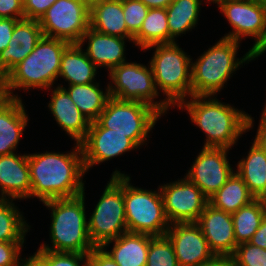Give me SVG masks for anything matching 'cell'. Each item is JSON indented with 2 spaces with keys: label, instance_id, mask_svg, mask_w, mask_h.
I'll return each mask as SVG.
<instances>
[{
  "label": "cell",
  "instance_id": "1",
  "mask_svg": "<svg viewBox=\"0 0 266 266\" xmlns=\"http://www.w3.org/2000/svg\"><path fill=\"white\" fill-rule=\"evenodd\" d=\"M73 151L28 154L31 181L30 198L44 202L51 199L73 198L85 191L82 150L75 143Z\"/></svg>",
  "mask_w": 266,
  "mask_h": 266
},
{
  "label": "cell",
  "instance_id": "2",
  "mask_svg": "<svg viewBox=\"0 0 266 266\" xmlns=\"http://www.w3.org/2000/svg\"><path fill=\"white\" fill-rule=\"evenodd\" d=\"M188 99L177 107L186 109L191 122L206 135L203 147L232 149L239 138L254 127L251 115L220 102L214 95L190 96Z\"/></svg>",
  "mask_w": 266,
  "mask_h": 266
},
{
  "label": "cell",
  "instance_id": "3",
  "mask_svg": "<svg viewBox=\"0 0 266 266\" xmlns=\"http://www.w3.org/2000/svg\"><path fill=\"white\" fill-rule=\"evenodd\" d=\"M69 44L62 39L42 36L34 50L4 77L6 97L21 98L13 93L15 89L52 90L59 77L63 52Z\"/></svg>",
  "mask_w": 266,
  "mask_h": 266
},
{
  "label": "cell",
  "instance_id": "4",
  "mask_svg": "<svg viewBox=\"0 0 266 266\" xmlns=\"http://www.w3.org/2000/svg\"><path fill=\"white\" fill-rule=\"evenodd\" d=\"M42 203L52 211L49 233L52 245L43 243L38 250L88 254L94 248L88 234L85 192L73 198Z\"/></svg>",
  "mask_w": 266,
  "mask_h": 266
},
{
  "label": "cell",
  "instance_id": "5",
  "mask_svg": "<svg viewBox=\"0 0 266 266\" xmlns=\"http://www.w3.org/2000/svg\"><path fill=\"white\" fill-rule=\"evenodd\" d=\"M239 46L240 41L222 37L195 62L191 61V96H215L240 65L256 59L250 49L237 58Z\"/></svg>",
  "mask_w": 266,
  "mask_h": 266
},
{
  "label": "cell",
  "instance_id": "6",
  "mask_svg": "<svg viewBox=\"0 0 266 266\" xmlns=\"http://www.w3.org/2000/svg\"><path fill=\"white\" fill-rule=\"evenodd\" d=\"M178 43L155 44L144 49H155L149 63L153 70L157 91H161L171 108L191 96V61ZM173 106V107H172Z\"/></svg>",
  "mask_w": 266,
  "mask_h": 266
},
{
  "label": "cell",
  "instance_id": "7",
  "mask_svg": "<svg viewBox=\"0 0 266 266\" xmlns=\"http://www.w3.org/2000/svg\"><path fill=\"white\" fill-rule=\"evenodd\" d=\"M124 176V208L127 231L164 236L170 227L161 191L146 190L130 183V176L115 170L111 177Z\"/></svg>",
  "mask_w": 266,
  "mask_h": 266
},
{
  "label": "cell",
  "instance_id": "8",
  "mask_svg": "<svg viewBox=\"0 0 266 266\" xmlns=\"http://www.w3.org/2000/svg\"><path fill=\"white\" fill-rule=\"evenodd\" d=\"M161 116L158 110L143 102L110 97L96 122L101 127L126 135L141 147L148 141V133Z\"/></svg>",
  "mask_w": 266,
  "mask_h": 266
},
{
  "label": "cell",
  "instance_id": "9",
  "mask_svg": "<svg viewBox=\"0 0 266 266\" xmlns=\"http://www.w3.org/2000/svg\"><path fill=\"white\" fill-rule=\"evenodd\" d=\"M126 232L124 176L111 177L89 216V238L94 247H102Z\"/></svg>",
  "mask_w": 266,
  "mask_h": 266
},
{
  "label": "cell",
  "instance_id": "10",
  "mask_svg": "<svg viewBox=\"0 0 266 266\" xmlns=\"http://www.w3.org/2000/svg\"><path fill=\"white\" fill-rule=\"evenodd\" d=\"M110 97L120 100L139 101L151 105L162 115L171 107L165 99L158 98L154 83L153 70L150 63L146 65L137 62H125L109 72Z\"/></svg>",
  "mask_w": 266,
  "mask_h": 266
},
{
  "label": "cell",
  "instance_id": "11",
  "mask_svg": "<svg viewBox=\"0 0 266 266\" xmlns=\"http://www.w3.org/2000/svg\"><path fill=\"white\" fill-rule=\"evenodd\" d=\"M216 4L233 27L224 38L242 41L252 37L255 43L250 50L255 55L266 47V9L261 0H219Z\"/></svg>",
  "mask_w": 266,
  "mask_h": 266
},
{
  "label": "cell",
  "instance_id": "12",
  "mask_svg": "<svg viewBox=\"0 0 266 266\" xmlns=\"http://www.w3.org/2000/svg\"><path fill=\"white\" fill-rule=\"evenodd\" d=\"M84 0H57L39 20L43 36L79 43L90 27Z\"/></svg>",
  "mask_w": 266,
  "mask_h": 266
},
{
  "label": "cell",
  "instance_id": "13",
  "mask_svg": "<svg viewBox=\"0 0 266 266\" xmlns=\"http://www.w3.org/2000/svg\"><path fill=\"white\" fill-rule=\"evenodd\" d=\"M164 210L170 224L197 222L209 203L204 193L186 176L159 185Z\"/></svg>",
  "mask_w": 266,
  "mask_h": 266
},
{
  "label": "cell",
  "instance_id": "14",
  "mask_svg": "<svg viewBox=\"0 0 266 266\" xmlns=\"http://www.w3.org/2000/svg\"><path fill=\"white\" fill-rule=\"evenodd\" d=\"M79 144L86 172L94 165L139 148L126 135L101 127L96 121L90 123L86 137Z\"/></svg>",
  "mask_w": 266,
  "mask_h": 266
},
{
  "label": "cell",
  "instance_id": "15",
  "mask_svg": "<svg viewBox=\"0 0 266 266\" xmlns=\"http://www.w3.org/2000/svg\"><path fill=\"white\" fill-rule=\"evenodd\" d=\"M230 149L202 147L186 177L209 199L233 174L227 153Z\"/></svg>",
  "mask_w": 266,
  "mask_h": 266
},
{
  "label": "cell",
  "instance_id": "16",
  "mask_svg": "<svg viewBox=\"0 0 266 266\" xmlns=\"http://www.w3.org/2000/svg\"><path fill=\"white\" fill-rule=\"evenodd\" d=\"M165 235L173 244L179 266H197L215 256L196 222L170 224Z\"/></svg>",
  "mask_w": 266,
  "mask_h": 266
},
{
  "label": "cell",
  "instance_id": "17",
  "mask_svg": "<svg viewBox=\"0 0 266 266\" xmlns=\"http://www.w3.org/2000/svg\"><path fill=\"white\" fill-rule=\"evenodd\" d=\"M215 256L232 257L237 243L234 235L232 214L214 208L209 203L196 222Z\"/></svg>",
  "mask_w": 266,
  "mask_h": 266
},
{
  "label": "cell",
  "instance_id": "18",
  "mask_svg": "<svg viewBox=\"0 0 266 266\" xmlns=\"http://www.w3.org/2000/svg\"><path fill=\"white\" fill-rule=\"evenodd\" d=\"M43 33L38 20L21 19L14 26L12 38L0 52V73L5 77L36 47Z\"/></svg>",
  "mask_w": 266,
  "mask_h": 266
},
{
  "label": "cell",
  "instance_id": "19",
  "mask_svg": "<svg viewBox=\"0 0 266 266\" xmlns=\"http://www.w3.org/2000/svg\"><path fill=\"white\" fill-rule=\"evenodd\" d=\"M30 193L28 154L0 156V199L22 200L30 198Z\"/></svg>",
  "mask_w": 266,
  "mask_h": 266
},
{
  "label": "cell",
  "instance_id": "20",
  "mask_svg": "<svg viewBox=\"0 0 266 266\" xmlns=\"http://www.w3.org/2000/svg\"><path fill=\"white\" fill-rule=\"evenodd\" d=\"M126 40L133 43V39L103 34L89 27L79 44L84 46V42L88 41L85 49L87 57L97 68L104 67L110 72L113 68L127 62L125 59Z\"/></svg>",
  "mask_w": 266,
  "mask_h": 266
},
{
  "label": "cell",
  "instance_id": "21",
  "mask_svg": "<svg viewBox=\"0 0 266 266\" xmlns=\"http://www.w3.org/2000/svg\"><path fill=\"white\" fill-rule=\"evenodd\" d=\"M22 102V98L10 97L0 102V156L15 153L28 124V114Z\"/></svg>",
  "mask_w": 266,
  "mask_h": 266
},
{
  "label": "cell",
  "instance_id": "22",
  "mask_svg": "<svg viewBox=\"0 0 266 266\" xmlns=\"http://www.w3.org/2000/svg\"><path fill=\"white\" fill-rule=\"evenodd\" d=\"M48 108L56 123L76 143H80L89 130L90 121L80 112L68 93L61 87H54Z\"/></svg>",
  "mask_w": 266,
  "mask_h": 266
},
{
  "label": "cell",
  "instance_id": "23",
  "mask_svg": "<svg viewBox=\"0 0 266 266\" xmlns=\"http://www.w3.org/2000/svg\"><path fill=\"white\" fill-rule=\"evenodd\" d=\"M111 243L113 247L107 251ZM149 244L150 235L126 232L105 243L102 248L118 266H146Z\"/></svg>",
  "mask_w": 266,
  "mask_h": 266
},
{
  "label": "cell",
  "instance_id": "24",
  "mask_svg": "<svg viewBox=\"0 0 266 266\" xmlns=\"http://www.w3.org/2000/svg\"><path fill=\"white\" fill-rule=\"evenodd\" d=\"M90 27L97 32L133 39L127 30L122 0H104L93 4L89 12Z\"/></svg>",
  "mask_w": 266,
  "mask_h": 266
},
{
  "label": "cell",
  "instance_id": "25",
  "mask_svg": "<svg viewBox=\"0 0 266 266\" xmlns=\"http://www.w3.org/2000/svg\"><path fill=\"white\" fill-rule=\"evenodd\" d=\"M82 48L83 46L79 43H70L63 52L59 77L68 81V86L84 85L96 81L98 68Z\"/></svg>",
  "mask_w": 266,
  "mask_h": 266
},
{
  "label": "cell",
  "instance_id": "26",
  "mask_svg": "<svg viewBox=\"0 0 266 266\" xmlns=\"http://www.w3.org/2000/svg\"><path fill=\"white\" fill-rule=\"evenodd\" d=\"M63 88L80 112L90 121L94 122L104 110L108 99L110 98L109 86H106L105 92L99 86V82H93L84 85H70L67 89Z\"/></svg>",
  "mask_w": 266,
  "mask_h": 266
},
{
  "label": "cell",
  "instance_id": "27",
  "mask_svg": "<svg viewBox=\"0 0 266 266\" xmlns=\"http://www.w3.org/2000/svg\"><path fill=\"white\" fill-rule=\"evenodd\" d=\"M237 174L247 185L249 192L260 198L266 191V153L254 142L246 158L237 163Z\"/></svg>",
  "mask_w": 266,
  "mask_h": 266
},
{
  "label": "cell",
  "instance_id": "28",
  "mask_svg": "<svg viewBox=\"0 0 266 266\" xmlns=\"http://www.w3.org/2000/svg\"><path fill=\"white\" fill-rule=\"evenodd\" d=\"M202 2L203 0H173L169 4L166 8L169 43L176 42L175 38L196 27Z\"/></svg>",
  "mask_w": 266,
  "mask_h": 266
},
{
  "label": "cell",
  "instance_id": "29",
  "mask_svg": "<svg viewBox=\"0 0 266 266\" xmlns=\"http://www.w3.org/2000/svg\"><path fill=\"white\" fill-rule=\"evenodd\" d=\"M254 199L255 197L249 192L247 185L234 171L226 183L208 201L214 208L233 214Z\"/></svg>",
  "mask_w": 266,
  "mask_h": 266
},
{
  "label": "cell",
  "instance_id": "30",
  "mask_svg": "<svg viewBox=\"0 0 266 266\" xmlns=\"http://www.w3.org/2000/svg\"><path fill=\"white\" fill-rule=\"evenodd\" d=\"M133 44L142 50L155 44H169L166 8H149L141 29L133 38Z\"/></svg>",
  "mask_w": 266,
  "mask_h": 266
},
{
  "label": "cell",
  "instance_id": "31",
  "mask_svg": "<svg viewBox=\"0 0 266 266\" xmlns=\"http://www.w3.org/2000/svg\"><path fill=\"white\" fill-rule=\"evenodd\" d=\"M13 201L0 199V242H25L31 227Z\"/></svg>",
  "mask_w": 266,
  "mask_h": 266
},
{
  "label": "cell",
  "instance_id": "32",
  "mask_svg": "<svg viewBox=\"0 0 266 266\" xmlns=\"http://www.w3.org/2000/svg\"><path fill=\"white\" fill-rule=\"evenodd\" d=\"M265 214L266 209L259 198H255L232 214L237 245L250 241Z\"/></svg>",
  "mask_w": 266,
  "mask_h": 266
},
{
  "label": "cell",
  "instance_id": "33",
  "mask_svg": "<svg viewBox=\"0 0 266 266\" xmlns=\"http://www.w3.org/2000/svg\"><path fill=\"white\" fill-rule=\"evenodd\" d=\"M146 266H179L173 244L166 235H150Z\"/></svg>",
  "mask_w": 266,
  "mask_h": 266
},
{
  "label": "cell",
  "instance_id": "34",
  "mask_svg": "<svg viewBox=\"0 0 266 266\" xmlns=\"http://www.w3.org/2000/svg\"><path fill=\"white\" fill-rule=\"evenodd\" d=\"M231 258L234 266H266V249L249 242L241 243Z\"/></svg>",
  "mask_w": 266,
  "mask_h": 266
},
{
  "label": "cell",
  "instance_id": "35",
  "mask_svg": "<svg viewBox=\"0 0 266 266\" xmlns=\"http://www.w3.org/2000/svg\"><path fill=\"white\" fill-rule=\"evenodd\" d=\"M122 8L127 30L135 36L141 29L149 8L140 0H122Z\"/></svg>",
  "mask_w": 266,
  "mask_h": 266
},
{
  "label": "cell",
  "instance_id": "36",
  "mask_svg": "<svg viewBox=\"0 0 266 266\" xmlns=\"http://www.w3.org/2000/svg\"><path fill=\"white\" fill-rule=\"evenodd\" d=\"M48 266H88V254L53 252L37 250L36 252Z\"/></svg>",
  "mask_w": 266,
  "mask_h": 266
},
{
  "label": "cell",
  "instance_id": "37",
  "mask_svg": "<svg viewBox=\"0 0 266 266\" xmlns=\"http://www.w3.org/2000/svg\"><path fill=\"white\" fill-rule=\"evenodd\" d=\"M24 242H0V266H18Z\"/></svg>",
  "mask_w": 266,
  "mask_h": 266
},
{
  "label": "cell",
  "instance_id": "38",
  "mask_svg": "<svg viewBox=\"0 0 266 266\" xmlns=\"http://www.w3.org/2000/svg\"><path fill=\"white\" fill-rule=\"evenodd\" d=\"M57 0H26L23 4L25 19L40 20Z\"/></svg>",
  "mask_w": 266,
  "mask_h": 266
},
{
  "label": "cell",
  "instance_id": "39",
  "mask_svg": "<svg viewBox=\"0 0 266 266\" xmlns=\"http://www.w3.org/2000/svg\"><path fill=\"white\" fill-rule=\"evenodd\" d=\"M0 17L24 19L23 3L20 0H0Z\"/></svg>",
  "mask_w": 266,
  "mask_h": 266
},
{
  "label": "cell",
  "instance_id": "40",
  "mask_svg": "<svg viewBox=\"0 0 266 266\" xmlns=\"http://www.w3.org/2000/svg\"><path fill=\"white\" fill-rule=\"evenodd\" d=\"M88 266H118V264L102 247H94L88 253Z\"/></svg>",
  "mask_w": 266,
  "mask_h": 266
},
{
  "label": "cell",
  "instance_id": "41",
  "mask_svg": "<svg viewBox=\"0 0 266 266\" xmlns=\"http://www.w3.org/2000/svg\"><path fill=\"white\" fill-rule=\"evenodd\" d=\"M18 20L0 17V52L7 48L12 38L14 26Z\"/></svg>",
  "mask_w": 266,
  "mask_h": 266
},
{
  "label": "cell",
  "instance_id": "42",
  "mask_svg": "<svg viewBox=\"0 0 266 266\" xmlns=\"http://www.w3.org/2000/svg\"><path fill=\"white\" fill-rule=\"evenodd\" d=\"M253 138V142L266 153V103L264 106V110L262 111L256 136Z\"/></svg>",
  "mask_w": 266,
  "mask_h": 266
},
{
  "label": "cell",
  "instance_id": "43",
  "mask_svg": "<svg viewBox=\"0 0 266 266\" xmlns=\"http://www.w3.org/2000/svg\"><path fill=\"white\" fill-rule=\"evenodd\" d=\"M249 243L266 249V214L264 215L259 228L254 233Z\"/></svg>",
  "mask_w": 266,
  "mask_h": 266
},
{
  "label": "cell",
  "instance_id": "44",
  "mask_svg": "<svg viewBox=\"0 0 266 266\" xmlns=\"http://www.w3.org/2000/svg\"><path fill=\"white\" fill-rule=\"evenodd\" d=\"M18 266H48V264L35 252L28 258H20Z\"/></svg>",
  "mask_w": 266,
  "mask_h": 266
},
{
  "label": "cell",
  "instance_id": "45",
  "mask_svg": "<svg viewBox=\"0 0 266 266\" xmlns=\"http://www.w3.org/2000/svg\"><path fill=\"white\" fill-rule=\"evenodd\" d=\"M197 266H234L231 257L214 256L211 260Z\"/></svg>",
  "mask_w": 266,
  "mask_h": 266
},
{
  "label": "cell",
  "instance_id": "46",
  "mask_svg": "<svg viewBox=\"0 0 266 266\" xmlns=\"http://www.w3.org/2000/svg\"><path fill=\"white\" fill-rule=\"evenodd\" d=\"M148 8H167L173 0H140Z\"/></svg>",
  "mask_w": 266,
  "mask_h": 266
},
{
  "label": "cell",
  "instance_id": "47",
  "mask_svg": "<svg viewBox=\"0 0 266 266\" xmlns=\"http://www.w3.org/2000/svg\"><path fill=\"white\" fill-rule=\"evenodd\" d=\"M101 1H104V0H84V2H85L89 7H91L93 4L98 3V2H101Z\"/></svg>",
  "mask_w": 266,
  "mask_h": 266
},
{
  "label": "cell",
  "instance_id": "48",
  "mask_svg": "<svg viewBox=\"0 0 266 266\" xmlns=\"http://www.w3.org/2000/svg\"><path fill=\"white\" fill-rule=\"evenodd\" d=\"M259 199L263 203V205L266 209V191L264 192V194Z\"/></svg>",
  "mask_w": 266,
  "mask_h": 266
},
{
  "label": "cell",
  "instance_id": "49",
  "mask_svg": "<svg viewBox=\"0 0 266 266\" xmlns=\"http://www.w3.org/2000/svg\"><path fill=\"white\" fill-rule=\"evenodd\" d=\"M6 97L5 90L0 89V102Z\"/></svg>",
  "mask_w": 266,
  "mask_h": 266
},
{
  "label": "cell",
  "instance_id": "50",
  "mask_svg": "<svg viewBox=\"0 0 266 266\" xmlns=\"http://www.w3.org/2000/svg\"><path fill=\"white\" fill-rule=\"evenodd\" d=\"M0 89H4V77L0 73Z\"/></svg>",
  "mask_w": 266,
  "mask_h": 266
},
{
  "label": "cell",
  "instance_id": "51",
  "mask_svg": "<svg viewBox=\"0 0 266 266\" xmlns=\"http://www.w3.org/2000/svg\"><path fill=\"white\" fill-rule=\"evenodd\" d=\"M266 52V47L260 52V53H258L257 55H256V58H258L260 55H262L263 53H265Z\"/></svg>",
  "mask_w": 266,
  "mask_h": 266
},
{
  "label": "cell",
  "instance_id": "52",
  "mask_svg": "<svg viewBox=\"0 0 266 266\" xmlns=\"http://www.w3.org/2000/svg\"><path fill=\"white\" fill-rule=\"evenodd\" d=\"M218 1H219V0H206L205 2H208V3H209V2H210V3L213 2V3L216 4Z\"/></svg>",
  "mask_w": 266,
  "mask_h": 266
},
{
  "label": "cell",
  "instance_id": "53",
  "mask_svg": "<svg viewBox=\"0 0 266 266\" xmlns=\"http://www.w3.org/2000/svg\"><path fill=\"white\" fill-rule=\"evenodd\" d=\"M263 5H264V8L266 9V0H261Z\"/></svg>",
  "mask_w": 266,
  "mask_h": 266
}]
</instances>
